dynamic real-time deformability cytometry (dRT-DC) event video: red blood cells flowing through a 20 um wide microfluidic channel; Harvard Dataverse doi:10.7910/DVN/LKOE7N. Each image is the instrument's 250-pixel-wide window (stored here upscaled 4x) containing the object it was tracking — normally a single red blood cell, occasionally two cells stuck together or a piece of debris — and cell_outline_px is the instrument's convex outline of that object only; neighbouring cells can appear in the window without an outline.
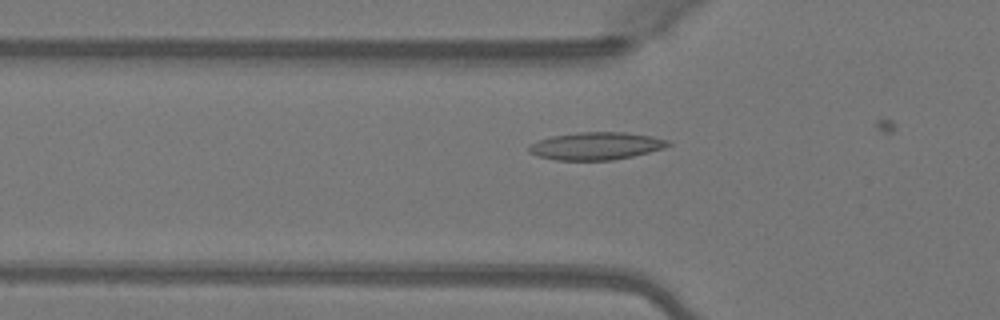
{"species": "Egyptian fruit bat (a non-hibernating species)", "species_latin": "Rousettus aegyptiacus", "temperature_condition": "warm", "stored_images_in_passage": 5, "camera_frame_rate_fps": 3000, "um_per_image_px": 0.085, "animal": {"sex": "female"}, "frame": {"image": 1, "passage_image": 3, "time_ms": 0.667, "image_size_px": [1000, 320], "cell_outline_px": [[672, 144], [664, 148], [632, 156], [612, 160], [556, 160], [536, 156], [528, 152], [528, 148], [532, 144], [540, 140], [552, 136], [580, 132], [624, 132], [652, 136], [668, 140]], "centroid_in_image_um": [50.67, 12.41], "position_along_channel_um": 75.1, "area_um2": 22.25}}